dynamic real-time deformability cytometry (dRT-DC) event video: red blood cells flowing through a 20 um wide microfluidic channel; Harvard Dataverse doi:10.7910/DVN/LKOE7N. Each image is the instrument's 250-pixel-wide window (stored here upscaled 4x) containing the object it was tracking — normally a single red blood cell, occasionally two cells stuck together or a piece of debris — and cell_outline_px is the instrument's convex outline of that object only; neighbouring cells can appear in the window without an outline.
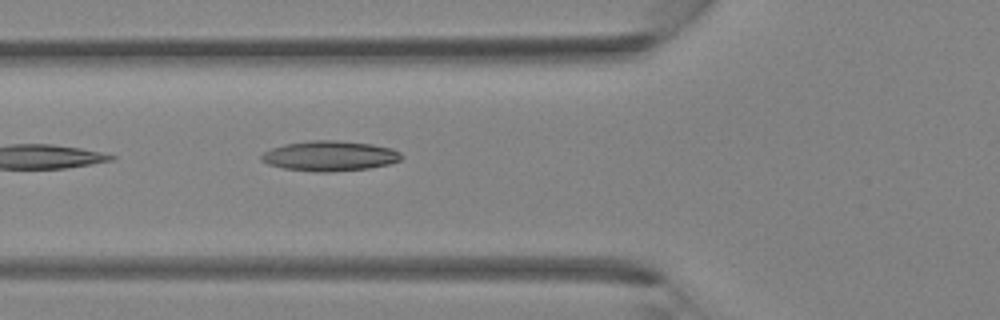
{"species": "Egyptian fruit bat (a non-hibernating species)", "species_latin": "Rousettus aegyptiacus", "temperature_condition": "room temperature", "stored_images_in_passage": 3, "camera_frame_rate_fps": 3000, "um_per_image_px": 0.085, "animal": {"sex": "female"}, "frame": {"image": 1, "passage_image": 3, "time_ms": 3.333, "image_size_px": [1000, 320], "cell_outline_px": [[400, 160], [388, 164], [368, 168], [328, 172], [316, 172], [284, 168], [268, 164], [260, 160], [260, 156], [264, 152], [272, 148], [284, 144], [312, 140], [336, 140], [372, 144], [392, 148], [400, 152]], "centroid_in_image_um": [28.0, 13.25], "position_along_channel_um": 97.8, "area_um2": 24.45}}